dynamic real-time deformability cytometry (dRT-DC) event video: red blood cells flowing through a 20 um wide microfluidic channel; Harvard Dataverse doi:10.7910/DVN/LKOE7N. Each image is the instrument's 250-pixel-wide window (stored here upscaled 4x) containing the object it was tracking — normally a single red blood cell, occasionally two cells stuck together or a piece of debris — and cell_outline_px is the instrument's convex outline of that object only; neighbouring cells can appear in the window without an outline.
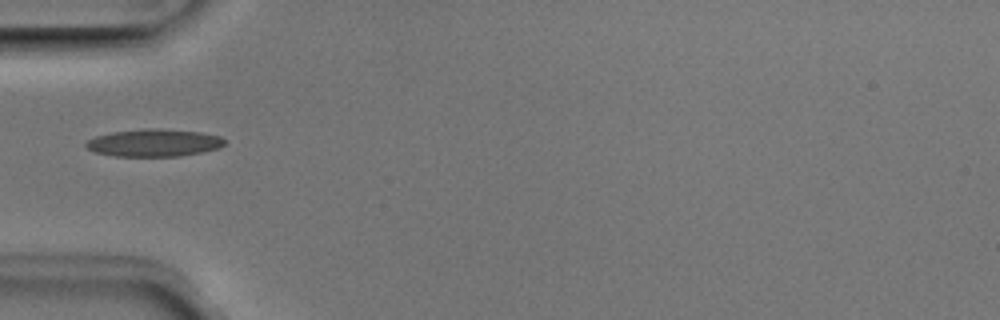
{"species": "Egyptian fruit bat (a non-hibernating species)", "species_latin": "Rousettus aegyptiacus", "temperature_condition": "room temperature", "stored_images_in_passage": 35, "camera_frame_rate_fps": 3000, "um_per_image_px": 0.085, "animal": {"sex": "male"}, "frame": {"image": 1, "passage_image": 1, "time_ms": 0.0, "image_size_px": [1000, 320], "cell_outline_px": [[224, 144], [220, 148], [204, 152], [180, 156], [116, 156], [96, 152], [88, 148], [84, 144], [88, 140], [96, 136], [112, 132], [144, 128], [160, 128], [200, 132], [220, 136], [224, 140]], "centroid_in_image_um": [13.11, 12.13], "position_along_channel_um": 71.9, "area_um2": 22.2}}
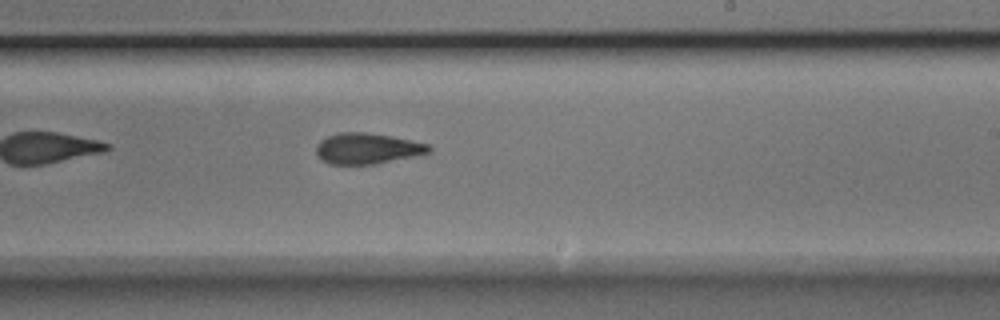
{"frame": {"image": 2, "passage_image": 15, "time_ms": 4.667, "image_size_px": [1000, 320], "cell_outline_px": [[432, 152], [376, 164], [328, 164], [320, 160], [316, 152], [316, 144], [320, 140], [328, 136], [340, 132], [368, 132], [392, 136], [428, 144], [432, 148]], "centroid_in_image_um": [31.19, 12.62], "position_along_channel_um": 257.8, "area_um2": 20.4}}
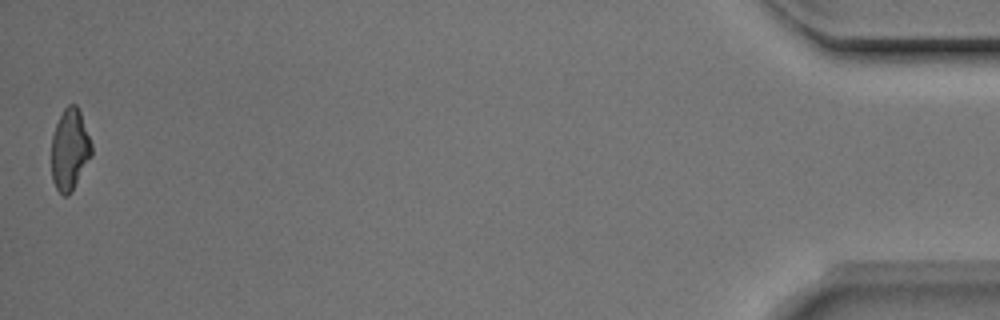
{"frame": {"image": 3, "passage_image": 35, "time_ms": 11.333, "image_size_px": [1000, 320], "cell_outline_px": [[92, 156], [72, 192], [68, 196], [64, 196], [56, 188], [52, 180], [52, 136], [56, 124], [64, 108], [68, 104], [76, 104], [80, 112], [92, 144]], "centroid_in_image_um": [5.94, 12.73], "position_along_channel_um": 429.3, "area_um2": 19.07}, "authors_computed_cell_mechanics": {"area_um2": 20.4612, "velocity_mm_per_s": 3.973, "shape_relaxation_time_tau1_ms": 3.825, "shape_relaxation_time_tau2_ms": 2.3243, "deformation_change_tau1": 0.1598, "deformation_change_tau2": 0.1001}}